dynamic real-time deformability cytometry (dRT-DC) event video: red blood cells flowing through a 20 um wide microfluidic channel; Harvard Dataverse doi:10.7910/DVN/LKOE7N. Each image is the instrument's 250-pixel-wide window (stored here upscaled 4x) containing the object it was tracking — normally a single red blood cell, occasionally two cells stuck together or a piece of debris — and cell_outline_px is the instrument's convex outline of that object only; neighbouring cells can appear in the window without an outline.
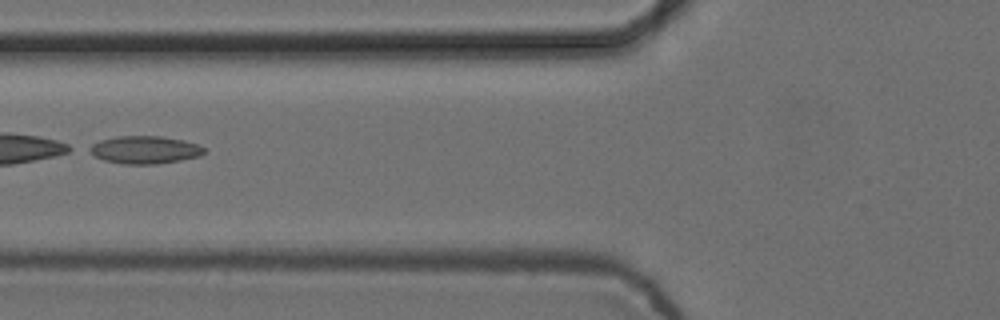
{"species": "common noctule bat (a hibernating species)", "species_latin": "Nyctalus noctula", "temperature_condition": "cold", "stored_images_in_passage": 2, "camera_frame_rate_fps": 3000, "um_per_image_px": 0.085, "animal": {"sex": "female", "body_mass_g": 24.6, "forearm_length_mm": 56.2}, "frame": {"image": 1, "passage_image": 2, "time_ms": 0.333, "image_size_px": [1000, 320], "cell_outline_px": [[208, 148], [200, 156], [180, 160], [156, 164], [124, 164], [104, 160], [92, 156], [84, 148], [100, 140], [116, 136], [160, 136], [184, 140]], "centroid_in_image_um": [12.25, 12.73], "position_along_channel_um": 113.5, "area_um2": 18.79}}